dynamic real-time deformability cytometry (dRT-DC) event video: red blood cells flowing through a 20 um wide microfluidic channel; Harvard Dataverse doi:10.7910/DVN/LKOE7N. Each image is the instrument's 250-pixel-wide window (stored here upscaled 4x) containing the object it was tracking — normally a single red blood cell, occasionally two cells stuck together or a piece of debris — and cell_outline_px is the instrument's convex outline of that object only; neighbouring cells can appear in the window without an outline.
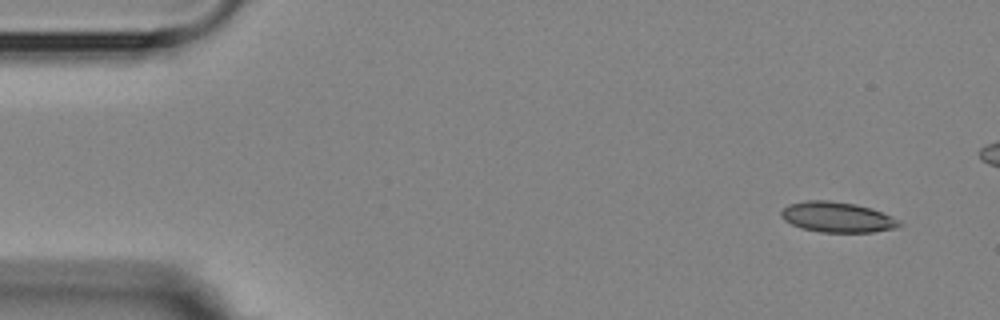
{"species": "Egyptian fruit bat (a non-hibernating species)", "species_latin": "Rousettus aegyptiacus", "temperature_condition": "room temperature", "stored_images_in_passage": 5, "camera_frame_rate_fps": 3000, "um_per_image_px": 0.085, "animal": {"sex": "female"}, "frame": {"image": 1, "passage_image": 1, "time_ms": 0.0, "image_size_px": [1000, 320], "cell_outline_px": [[904, 224], [896, 228], [872, 232], [820, 232], [800, 228], [784, 220], [780, 216], [780, 212], [788, 204], [808, 200], [828, 200], [856, 204], [872, 208], [900, 220]], "centroid_in_image_um": [71.17, 18.46], "position_along_channel_um": 13.8, "area_um2": 21.04}}